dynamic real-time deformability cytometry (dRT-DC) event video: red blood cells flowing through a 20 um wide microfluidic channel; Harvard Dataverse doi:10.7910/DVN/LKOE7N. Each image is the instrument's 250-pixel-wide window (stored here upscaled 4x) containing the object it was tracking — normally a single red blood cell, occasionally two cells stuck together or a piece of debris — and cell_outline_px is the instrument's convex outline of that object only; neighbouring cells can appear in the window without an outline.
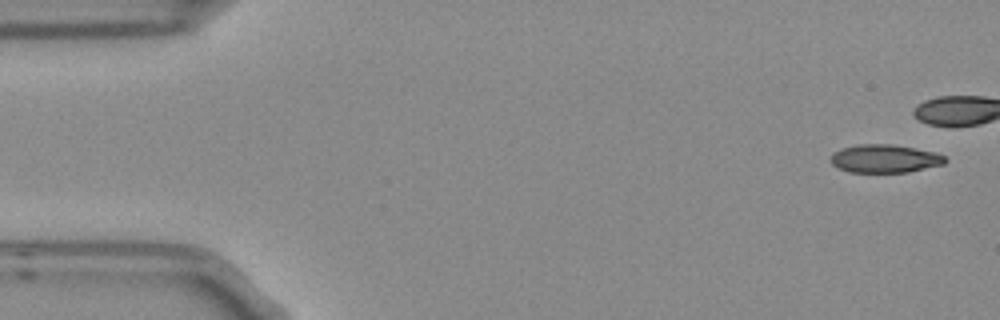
{"species": "Egyptian fruit bat (a non-hibernating species)", "species_latin": "Rousettus aegyptiacus", "temperature_condition": "room temperature", "stored_images_in_passage": 5, "camera_frame_rate_fps": 3000, "um_per_image_px": 0.085, "frame": {"image": 1, "passage_image": 1, "time_ms": 0.0, "image_size_px": [1000, 320], "cell_outline_px": [[948, 160], [944, 164], [908, 172], [852, 172], [840, 168], [832, 164], [832, 152], [840, 148], [856, 144], [892, 144], [936, 152], [944, 156]], "centroid_in_image_um": [75.22, 13.47], "position_along_channel_um": 9.8, "area_um2": 18.79}}
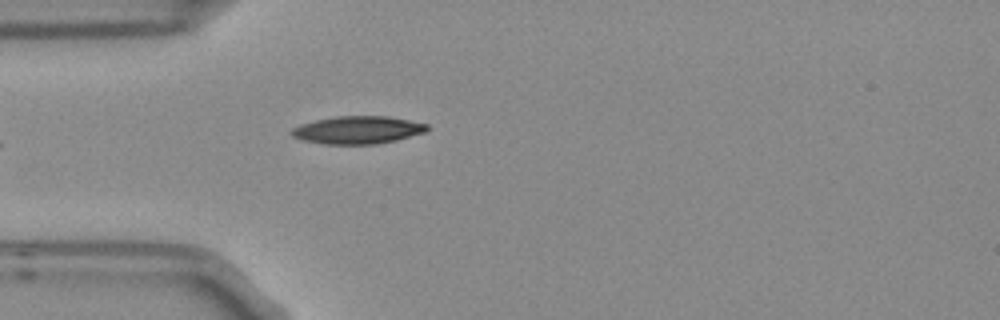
{"frame": {"image": 2, "passage_image": 5, "time_ms": 1.333, "image_size_px": [1000, 320], "cell_outline_px": [[428, 128], [424, 132], [396, 140], [376, 144], [324, 144], [304, 140], [292, 136], [288, 132], [292, 128], [300, 124], [316, 120], [336, 116], [388, 116], [428, 124]], "centroid_in_image_um": [30.37, 11.04], "position_along_channel_um": 54.6, "area_um2": 21.79}}